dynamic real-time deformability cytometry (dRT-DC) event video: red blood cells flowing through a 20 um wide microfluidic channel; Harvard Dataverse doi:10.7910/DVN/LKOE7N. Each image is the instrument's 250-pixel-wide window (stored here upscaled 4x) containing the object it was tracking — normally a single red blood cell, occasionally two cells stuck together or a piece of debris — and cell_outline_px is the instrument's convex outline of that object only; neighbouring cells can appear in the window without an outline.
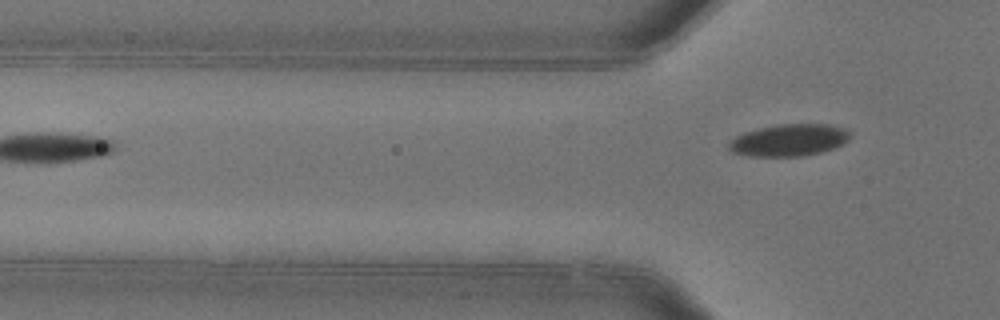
{"species": "common noctule bat (a hibernating species)", "species_latin": "Nyctalus noctula", "temperature_condition": "warm", "stored_images_in_passage": 5, "camera_frame_rate_fps": 3000, "um_per_image_px": 0.085, "animal": {"sex": "female"}, "frame": {"image": 1, "passage_image": 5, "time_ms": 1.333, "image_size_px": [1000, 320], "cell_outline_px": [[848, 140], [844, 144], [820, 152], [804, 156], [748, 156], [732, 152], [728, 148], [728, 144], [736, 136], [744, 132], [776, 124], [828, 124], [844, 128], [848, 132]], "centroid_in_image_um": [67.05, 11.91], "position_along_channel_um": 58.8, "area_um2": 22.48}}